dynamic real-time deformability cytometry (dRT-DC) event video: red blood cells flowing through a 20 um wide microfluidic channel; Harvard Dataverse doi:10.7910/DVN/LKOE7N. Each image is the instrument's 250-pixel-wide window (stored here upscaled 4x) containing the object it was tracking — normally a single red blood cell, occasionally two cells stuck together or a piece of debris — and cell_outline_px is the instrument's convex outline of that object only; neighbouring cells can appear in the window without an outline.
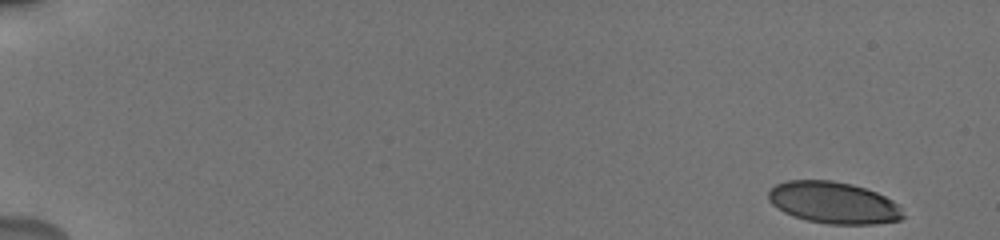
{"species": "human", "species_latin": "Homo sapiens", "temperature_condition": "cold", "stored_images_in_passage": 19, "camera_frame_rate_fps": 3000, "um_per_image_px": 0.085, "donor": {"sex": "male"}, "frame": {"image": 1, "passage_image": 1, "time_ms": 0.0, "image_size_px": [1000, 240], "cell_outline_px": [[904, 216], [900, 220], [876, 224], [828, 224], [808, 220], [792, 216], [784, 212], [772, 204], [768, 200], [768, 192], [776, 184], [788, 180], [832, 180], [852, 184], [876, 192], [900, 204]], "centroid_in_image_um": [70.86, 17.23], "position_along_channel_um": 14.1, "area_um2": 32.83}}
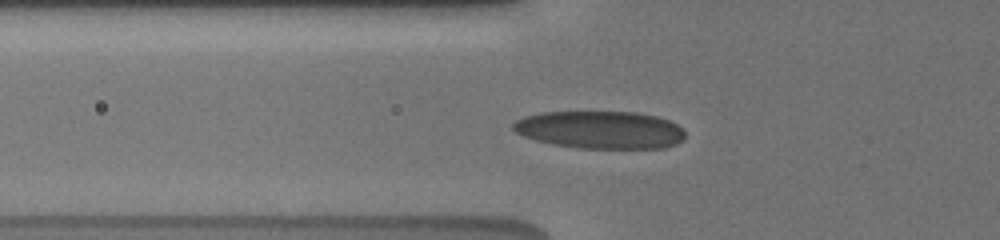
{"frame": {"image": 2, "passage_image": 16, "time_ms": 6.0, "image_size_px": [1000, 240], "cell_outline_px": [[684, 140], [676, 144], [664, 148], [576, 148], [552, 144], [536, 140], [524, 136], [516, 132], [512, 128], [512, 124], [516, 120], [524, 116], [540, 112], [636, 112], [656, 116], [668, 120], [676, 124], [684, 132]], "centroid_in_image_um": [51.0, 11.03], "position_along_channel_um": 74.8, "area_um2": 37.8}}
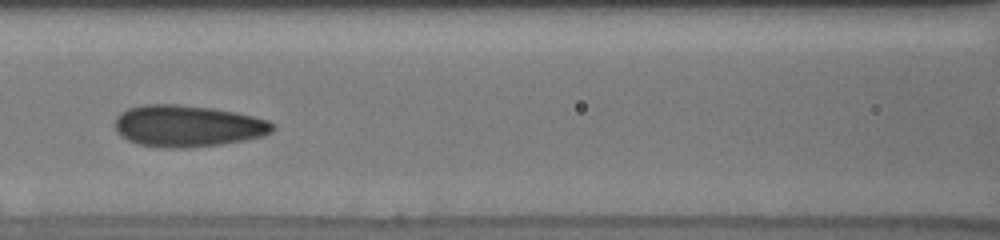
{"frame": {"image": 3, "passage_image": 19, "time_ms": 8.0, "image_size_px": [1000, 240], "cell_outline_px": [[276, 128], [272, 132], [264, 136], [244, 140], [220, 144], [184, 148], [164, 148], [140, 144], [128, 140], [120, 136], [116, 132], [116, 116], [120, 112], [128, 108], [144, 104], [180, 104], [212, 108], [236, 112], [268, 120], [276, 124]], "centroid_in_image_um": [15.96, 10.7], "position_along_channel_um": 150.6, "area_um2": 38.49}}